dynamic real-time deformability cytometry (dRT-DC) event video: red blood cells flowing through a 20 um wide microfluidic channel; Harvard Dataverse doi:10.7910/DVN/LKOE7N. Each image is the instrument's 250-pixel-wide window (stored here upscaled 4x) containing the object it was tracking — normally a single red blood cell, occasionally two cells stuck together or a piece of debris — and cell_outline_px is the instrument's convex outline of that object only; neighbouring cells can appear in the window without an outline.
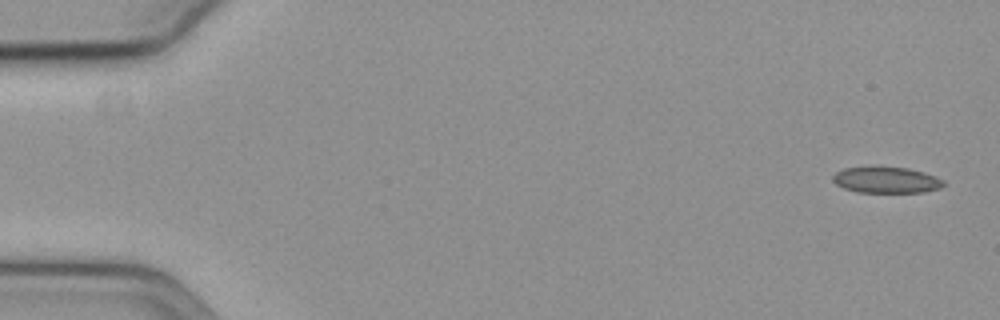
{"species": "common noctule bat (a hibernating species)", "species_latin": "Nyctalus noctula", "temperature_condition": "cold", "stored_images_in_passage": 6, "camera_frame_rate_fps": 3000, "um_per_image_px": 0.085, "animal": {"sex": "female", "body_mass_g": 19.3, "forearm_length_mm": 54.1}, "frame": {"image": 1, "passage_image": 1, "time_ms": 0.0, "image_size_px": [1000, 320], "cell_outline_px": [[944, 184], [940, 188], [924, 192], [856, 192], [844, 188], [836, 184], [832, 180], [832, 176], [836, 172], [844, 168], [872, 164], [880, 164], [908, 168], [924, 172], [936, 176], [944, 180]], "centroid_in_image_um": [75.3, 15.25], "position_along_channel_um": 9.7, "area_um2": 17.63}}